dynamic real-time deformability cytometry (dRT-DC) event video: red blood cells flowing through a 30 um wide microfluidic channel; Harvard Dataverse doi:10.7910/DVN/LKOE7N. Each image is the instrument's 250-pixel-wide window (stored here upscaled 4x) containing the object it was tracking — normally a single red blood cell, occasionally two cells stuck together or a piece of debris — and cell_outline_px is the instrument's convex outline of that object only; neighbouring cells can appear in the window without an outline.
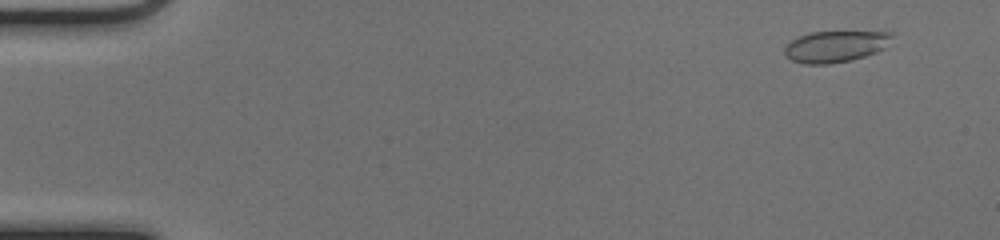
{"species": "common noctule bat (a hibernating species)", "species_latin": "Nyctalus noctula", "temperature_condition": "cold", "stored_images_in_passage": 52, "camera_frame_rate_fps": 3000, "um_per_image_px": 0.085, "animal": {"sex": "female", "body_mass_g": 17.0, "forearm_length_mm": 48.0}, "frame": {"image": 1, "passage_image": 4, "time_ms": 1.0, "image_size_px": [1000, 240], "cell_outline_px": [[892, 36], [884, 48], [876, 52], [852, 60], [828, 64], [804, 64], [792, 60], [784, 56], [784, 48], [792, 40], [800, 36], [812, 32], [892, 32]], "centroid_in_image_um": [70.97, 3.96], "position_along_channel_um": 14.0, "area_um2": 19.42}}
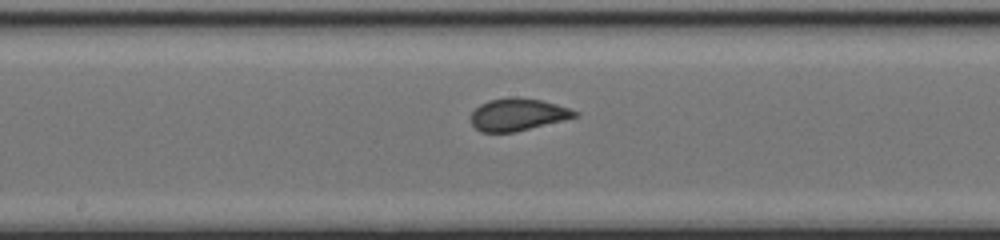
{"frame": {"image": 2, "passage_image": 28, "time_ms": 9.0, "image_size_px": [1000, 240], "cell_outline_px": [[580, 116], [564, 120], [512, 132], [480, 132], [472, 124], [472, 112], [480, 104], [488, 100], [512, 96], [516, 96], [540, 100], [556, 104], [580, 112]], "centroid_in_image_um": [44.02, 9.72], "position_along_channel_um": 204.2, "area_um2": 19.48}}
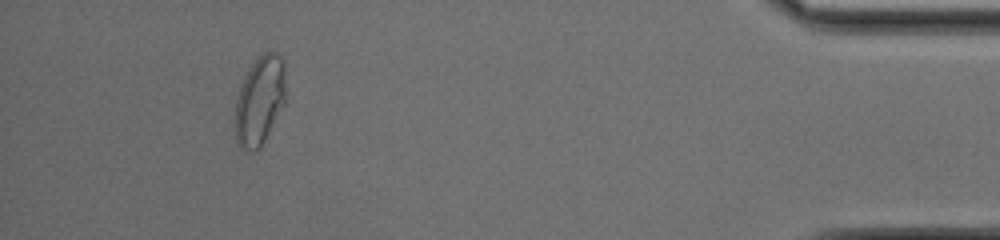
{"frame": {"image": 3, "passage_image": 48, "time_ms": 15.667, "image_size_px": [1000, 240], "cell_outline_px": [[284, 104], [260, 148], [256, 152], [252, 152], [240, 148], [236, 140], [236, 100], [244, 76], [260, 52], [276, 52], [284, 60]], "centroid_in_image_um": [22.07, 8.54], "position_along_channel_um": 413.1, "area_um2": 26.01}}